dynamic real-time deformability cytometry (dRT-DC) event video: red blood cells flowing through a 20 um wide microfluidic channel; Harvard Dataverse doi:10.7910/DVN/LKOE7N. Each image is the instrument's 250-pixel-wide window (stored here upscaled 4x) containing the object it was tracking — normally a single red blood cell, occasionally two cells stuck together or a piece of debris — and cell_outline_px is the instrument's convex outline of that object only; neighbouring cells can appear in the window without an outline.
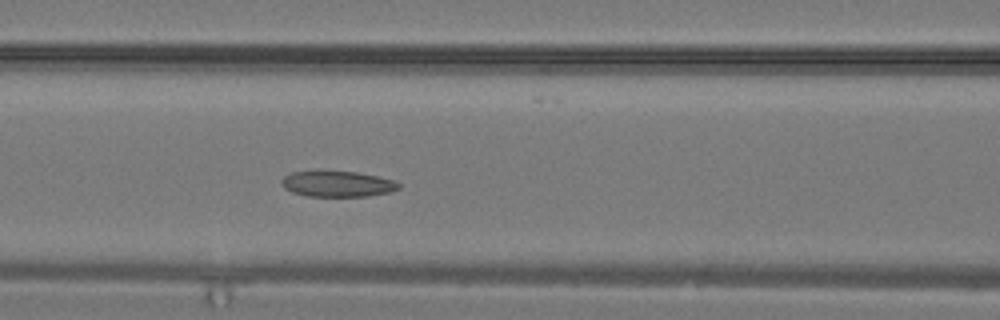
{"species": "common noctule bat (a hibernating species)", "species_latin": "Nyctalus noctula", "temperature_condition": "warm", "stored_images_in_passage": 14, "camera_frame_rate_fps": 3000, "um_per_image_px": 0.085, "animal": {"sex": "male", "body_mass_g": 19.2, "forearm_length_mm": 51.8}, "frame": {"image": 1, "passage_image": 12, "time_ms": 3.667, "image_size_px": [1000, 320], "cell_outline_px": [[400, 188], [392, 192], [368, 196], [308, 196], [292, 192], [284, 188], [280, 184], [280, 180], [284, 176], [292, 172], [312, 168], [320, 168], [356, 172], [376, 176], [392, 180], [400, 184]], "centroid_in_image_um": [28.6, 15.58], "position_along_channel_um": 138.0, "area_um2": 18.44}}
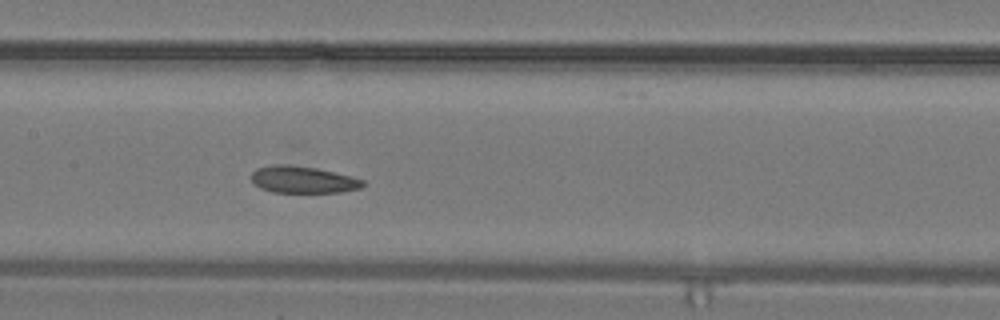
{"frame": {"image": 2, "passage_image": 14, "time_ms": 4.333, "image_size_px": [1000, 320], "cell_outline_px": [[364, 184], [360, 188], [340, 192], [272, 192], [260, 188], [252, 184], [252, 172], [256, 168], [276, 164], [288, 164], [316, 168], [352, 176], [364, 180]], "centroid_in_image_um": [25.72, 15.26], "position_along_channel_um": 181.7, "area_um2": 17.51}}